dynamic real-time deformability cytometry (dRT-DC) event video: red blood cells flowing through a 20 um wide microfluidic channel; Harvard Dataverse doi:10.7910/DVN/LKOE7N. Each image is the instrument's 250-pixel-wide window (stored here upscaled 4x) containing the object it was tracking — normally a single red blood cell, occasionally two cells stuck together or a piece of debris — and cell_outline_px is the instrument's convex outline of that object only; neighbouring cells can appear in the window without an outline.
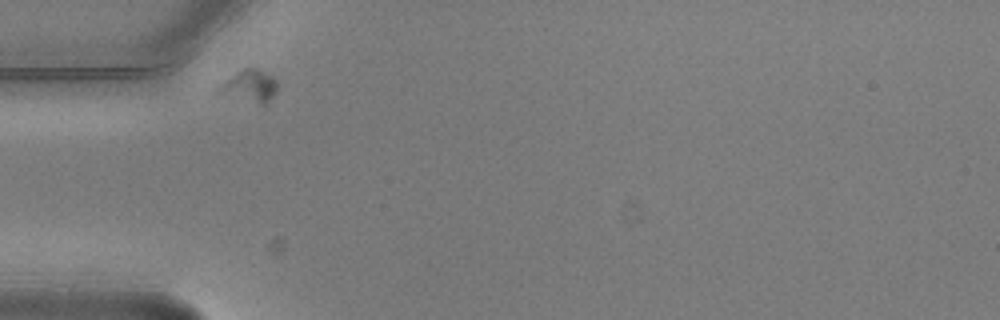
{"species": "common noctule bat (a hibernating species)", "species_latin": "Nyctalus noctula", "temperature_condition": "warm", "stored_images_in_passage": 2, "camera_frame_rate_fps": 3000, "um_per_image_px": 0.085, "animal": {"sex": "male", "body_mass_g": 20.5, "forearm_length_mm": 52.5}, "frame": {"image": 1, "passage_image": 1, "time_ms": 0.0, "image_size_px": [1000, 320], "cell_outline_px": [[276, 92], [264, 104], [260, 104], [216, 92], [216, 88], [236, 72], [244, 68], [256, 68], [272, 76], [276, 80]], "centroid_in_image_um": [21.21, 7.29], "position_along_channel_um": 63.8, "area_um2": 10.58}}